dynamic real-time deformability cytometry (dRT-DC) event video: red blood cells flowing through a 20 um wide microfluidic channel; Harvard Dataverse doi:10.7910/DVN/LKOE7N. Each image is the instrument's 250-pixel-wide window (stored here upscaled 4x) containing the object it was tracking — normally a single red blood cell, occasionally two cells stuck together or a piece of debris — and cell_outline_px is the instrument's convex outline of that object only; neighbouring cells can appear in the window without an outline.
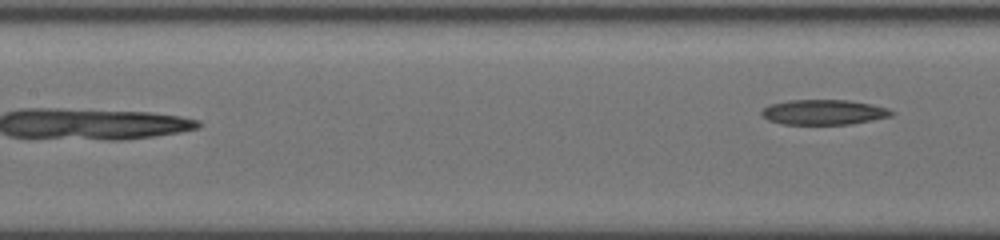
{"species": "common noctule bat (a hibernating species)", "species_latin": "Nyctalus noctula", "temperature_condition": "cold", "stored_images_in_passage": 12, "camera_frame_rate_fps": 3000, "um_per_image_px": 0.085, "animal": {"sex": "female", "body_mass_g": 19.5, "forearm_length_mm": 54.1}, "frame": {"image": 1, "passage_image": 12, "time_ms": 5.333, "image_size_px": [1000, 240], "cell_outline_px": [[896, 112], [892, 116], [872, 120], [848, 124], [784, 124], [768, 120], [760, 116], [760, 112], [768, 104], [788, 100], [848, 100], [888, 108]], "centroid_in_image_um": [69.98, 9.53], "position_along_channel_um": 137.4, "area_um2": 19.02}}